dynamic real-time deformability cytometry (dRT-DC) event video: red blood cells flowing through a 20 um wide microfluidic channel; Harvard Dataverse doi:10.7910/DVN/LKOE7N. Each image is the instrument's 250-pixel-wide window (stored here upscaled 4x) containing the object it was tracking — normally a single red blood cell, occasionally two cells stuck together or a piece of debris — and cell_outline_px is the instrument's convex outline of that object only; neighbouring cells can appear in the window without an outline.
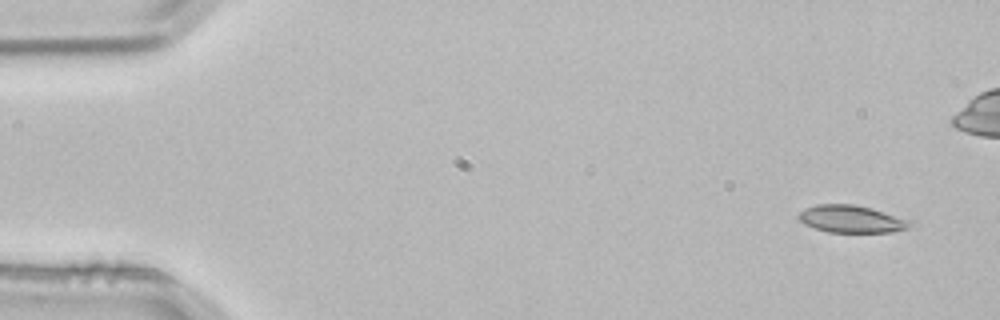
{"species": "common noctule bat (a hibernating species)", "species_latin": "Nyctalus noctula", "temperature_condition": "room temperature", "stored_images_in_passage": 4, "camera_frame_rate_fps": 3000, "um_per_image_px": 0.085, "animal": {"sex": "male", "body_mass_g": 21.5, "forearm_length_mm": 52.0}, "frame": {"image": 1, "passage_image": 1, "time_ms": 0.0, "image_size_px": [1000, 320], "cell_outline_px": [[920, 224], [908, 228], [892, 232], [828, 232], [804, 224], [796, 216], [804, 208], [816, 204], [852, 204], [872, 208], [912, 220]], "centroid_in_image_um": [72.44, 18.61], "position_along_channel_um": 12.6, "area_um2": 18.09}}